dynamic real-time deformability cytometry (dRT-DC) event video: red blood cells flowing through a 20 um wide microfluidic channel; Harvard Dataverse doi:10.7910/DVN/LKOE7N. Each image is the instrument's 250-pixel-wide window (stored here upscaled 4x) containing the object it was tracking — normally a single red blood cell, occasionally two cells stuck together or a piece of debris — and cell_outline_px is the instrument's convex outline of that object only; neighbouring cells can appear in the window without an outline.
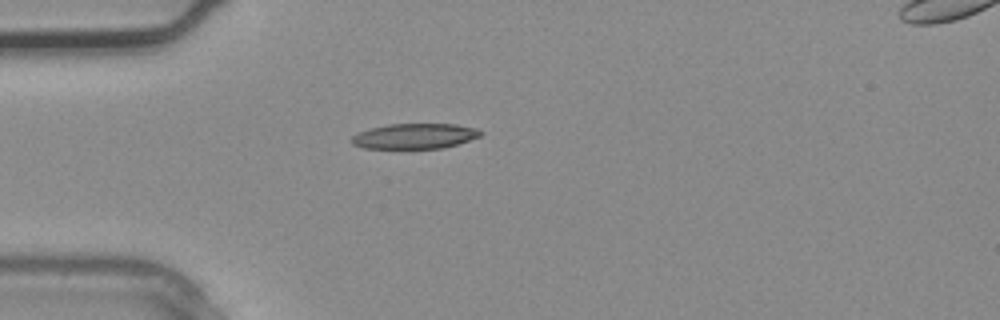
{"species": "common noctule bat (a hibernating species)", "species_latin": "Nyctalus noctula", "temperature_condition": "warm", "stored_images_in_passage": 3, "segment_of_instrument_passage": [1, 2], "camera_frame_rate_fps": 3000, "um_per_image_px": 0.085, "animal": {"sex": "male", "body_mass_g": 20.4}, "frame": {"image": 1, "passage_image": 2, "time_ms": 0.333, "image_size_px": [1000, 320], "cell_outline_px": [[484, 132], [480, 136], [444, 148], [364, 148], [352, 144], [348, 140], [352, 136], [368, 128], [388, 124], [456, 124], [476, 128]], "centroid_in_image_um": [35.22, 11.56], "position_along_channel_um": 49.8, "area_um2": 19.02}}